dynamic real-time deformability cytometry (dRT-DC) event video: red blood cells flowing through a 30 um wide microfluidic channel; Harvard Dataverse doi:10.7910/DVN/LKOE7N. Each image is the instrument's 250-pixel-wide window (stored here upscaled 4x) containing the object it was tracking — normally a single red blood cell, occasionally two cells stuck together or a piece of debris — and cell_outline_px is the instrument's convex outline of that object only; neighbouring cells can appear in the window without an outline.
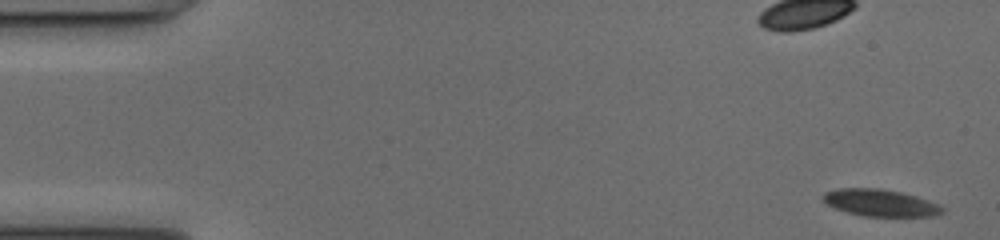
{"species": "common noctule bat (a hibernating species)", "species_latin": "Nyctalus noctula", "temperature_condition": "cold", "stored_images_in_passage": 50, "camera_frame_rate_fps": 3000, "um_per_image_px": 0.085, "animal": {"sex": "female", "body_mass_g": 17.0, "forearm_length_mm": 48.0}, "frame": {"image": 1, "passage_image": 1, "time_ms": 0.0, "image_size_px": [1000, 240], "cell_outline_px": [[944, 212], [936, 216], [864, 216], [848, 212], [836, 208], [828, 204], [820, 196], [824, 192], [840, 188], [880, 188], [900, 192], [916, 196], [928, 200], [944, 208]], "centroid_in_image_um": [74.83, 17.23], "position_along_channel_um": 10.2, "area_um2": 18.61}}
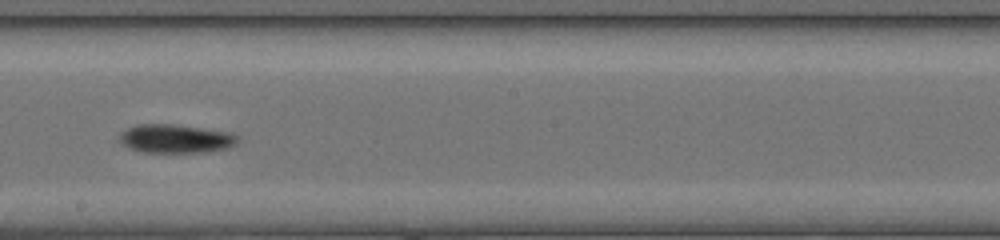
{"frame": {"image": 2, "passage_image": 28, "time_ms": 9.0, "image_size_px": [1000, 240], "cell_outline_px": [[240, 140], [236, 144], [228, 148], [208, 152], [144, 152], [128, 148], [120, 140], [120, 132], [136, 124], [172, 124], [232, 132], [240, 136]], "centroid_in_image_um": [14.99, 11.78], "position_along_channel_um": 233.2, "area_um2": 19.88}}
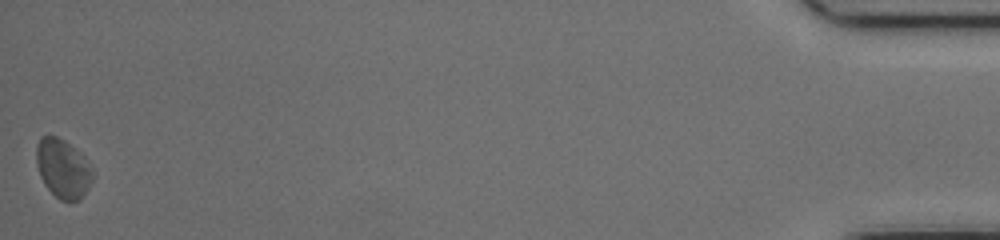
{"frame": {"image": 3, "passage_image": 50, "time_ms": 16.333, "image_size_px": [1000, 240], "cell_outline_px": [[92, 180], [88, 188], [80, 200], [72, 204], [68, 204], [60, 200], [44, 184], [40, 176], [36, 164], [36, 144], [40, 136], [56, 136], [64, 140], [80, 152], [84, 156], [92, 172]], "centroid_in_image_um": [5.33, 14.35], "position_along_channel_um": 429.9, "area_um2": 19.54}}